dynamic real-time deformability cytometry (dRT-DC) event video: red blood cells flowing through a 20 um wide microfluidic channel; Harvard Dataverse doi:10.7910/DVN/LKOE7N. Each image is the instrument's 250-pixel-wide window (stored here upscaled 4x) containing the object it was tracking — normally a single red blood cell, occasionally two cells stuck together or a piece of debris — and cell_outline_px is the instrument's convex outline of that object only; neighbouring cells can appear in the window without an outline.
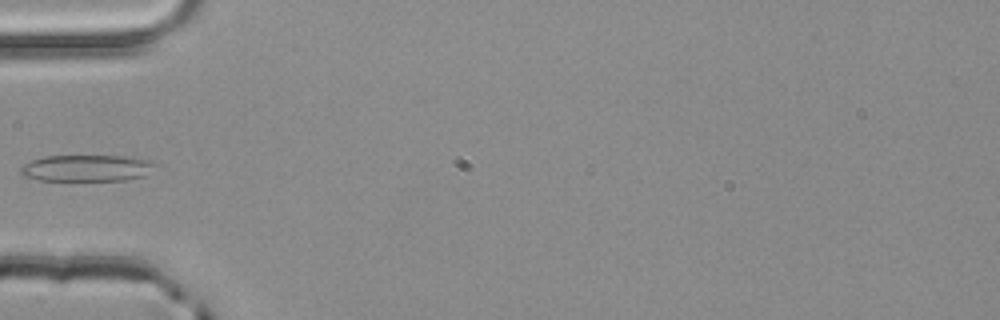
{"species": "common noctule bat (a hibernating species)", "species_latin": "Nyctalus noctula", "temperature_condition": "room temperature", "stored_images_in_passage": 3, "camera_frame_rate_fps": 3000, "um_per_image_px": 0.085, "animal": {"sex": "male", "body_mass_g": 20.4}, "frame": {"image": 1, "passage_image": 3, "time_ms": 0.667, "image_size_px": [1000, 320], "cell_outline_px": [[160, 164], [144, 176], [128, 180], [36, 180], [24, 176], [20, 172], [20, 168], [24, 164], [32, 160], [44, 156], [132, 156], [148, 160]], "centroid_in_image_um": [7.42, 14.28], "position_along_channel_um": 77.6, "area_um2": 20.98}}